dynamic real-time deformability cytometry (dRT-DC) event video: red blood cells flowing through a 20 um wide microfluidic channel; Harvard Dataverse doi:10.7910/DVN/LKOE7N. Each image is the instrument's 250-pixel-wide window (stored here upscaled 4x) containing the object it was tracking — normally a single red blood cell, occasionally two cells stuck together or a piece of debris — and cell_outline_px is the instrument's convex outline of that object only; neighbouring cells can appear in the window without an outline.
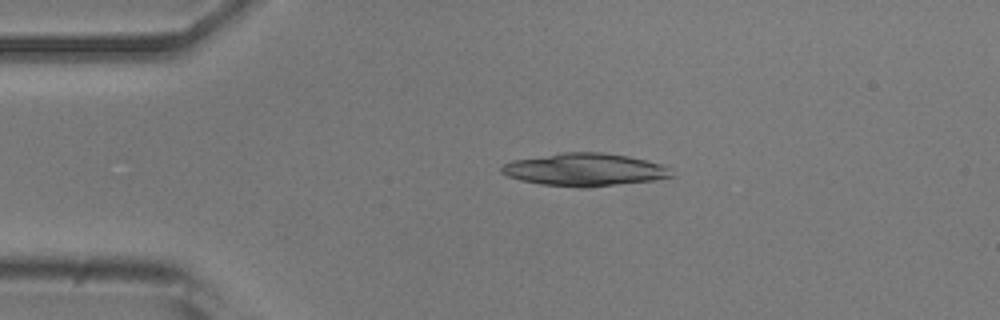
{"species": "common noctule bat (a hibernating species)", "species_latin": "Nyctalus noctula", "temperature_condition": "room temperature", "stored_images_in_passage": 10, "camera_frame_rate_fps": 3000, "um_per_image_px": 0.085, "animal": {"sex": "male", "body_mass_g": 20.5, "forearm_length_mm": 52.5}, "frame": {"image": 1, "passage_image": 1, "time_ms": 0.0, "image_size_px": [1000, 320], "cell_outline_px": [[676, 176], [652, 180], [588, 188], [580, 188], [540, 184], [520, 180], [508, 176], [500, 172], [500, 168], [504, 164], [512, 160], [560, 152], [604, 152], [628, 156], [660, 164]], "centroid_in_image_um": [49.63, 14.42], "position_along_channel_um": 35.4, "area_um2": 32.43}}